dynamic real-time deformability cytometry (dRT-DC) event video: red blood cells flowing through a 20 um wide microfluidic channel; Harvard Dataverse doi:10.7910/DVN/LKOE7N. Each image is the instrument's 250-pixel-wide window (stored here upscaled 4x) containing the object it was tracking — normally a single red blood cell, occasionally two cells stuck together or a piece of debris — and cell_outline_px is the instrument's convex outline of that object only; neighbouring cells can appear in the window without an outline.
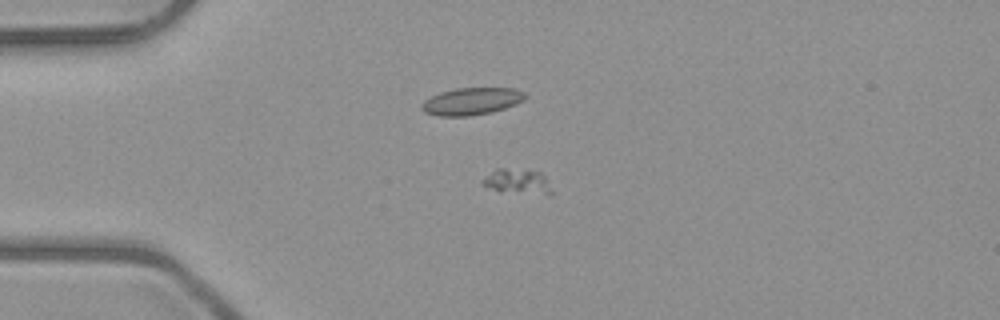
{"species": "common noctule bat (a hibernating species)", "species_latin": "Nyctalus noctula", "temperature_condition": "room temperature", "stored_images_in_passage": 7, "camera_frame_rate_fps": 3000, "um_per_image_px": 0.085, "animal": {"sex": "male", "body_mass_g": 23.1, "forearm_length_mm": 52.7}, "frame": {"image": 1, "passage_image": 3, "time_ms": 2.0, "image_size_px": [1000, 320], "cell_outline_px": [[552, 196], [500, 192], [480, 184], [496, 168], [528, 168], [540, 172], [544, 176], [552, 192]], "centroid_in_image_um": [44.03, 15.44], "position_along_channel_um": 41.0, "area_um2": 10.46}}
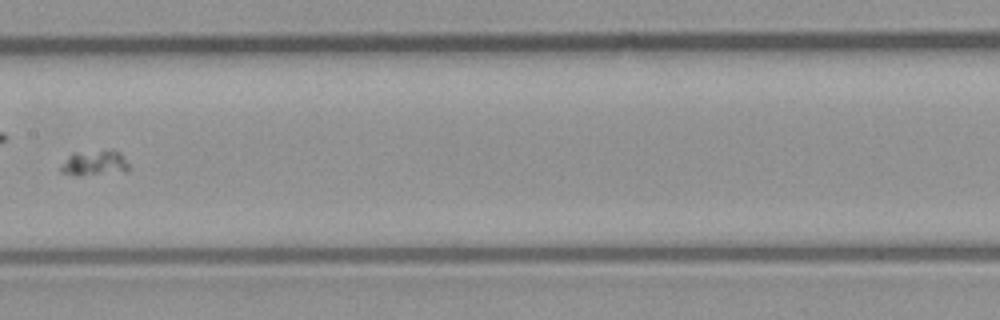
{"frame": {"image": 2, "passage_image": 7, "time_ms": 6.667, "image_size_px": [1000, 320], "cell_outline_px": [[132, 168], [80, 176], [76, 176], [60, 172], [60, 168], [68, 156], [72, 152], [112, 148], [120, 152]], "centroid_in_image_um": [8.0, 13.8], "position_along_channel_um": 199.4, "area_um2": 10.12}}